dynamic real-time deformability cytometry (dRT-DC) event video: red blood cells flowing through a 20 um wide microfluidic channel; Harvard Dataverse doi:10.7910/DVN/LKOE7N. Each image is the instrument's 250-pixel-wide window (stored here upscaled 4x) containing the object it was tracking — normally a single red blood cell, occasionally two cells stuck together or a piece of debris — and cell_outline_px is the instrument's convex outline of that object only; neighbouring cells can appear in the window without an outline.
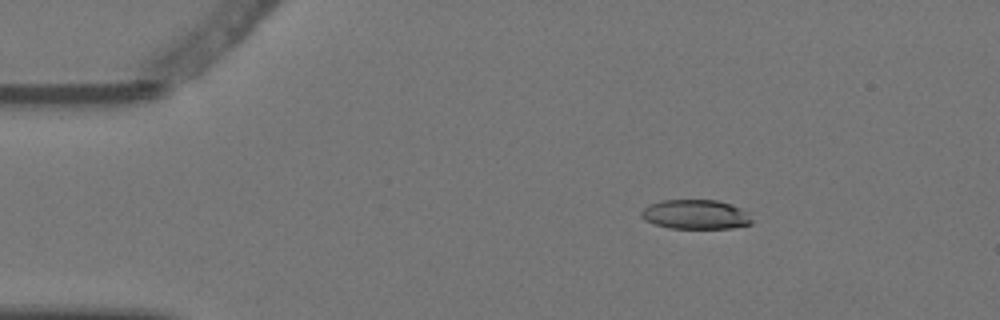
{"species": "Egyptian fruit bat (a non-hibernating species)", "species_latin": "Rousettus aegyptiacus", "temperature_condition": "warm", "stored_images_in_passage": 5, "camera_frame_rate_fps": 3000, "um_per_image_px": 0.085, "animal": {"sex": "female"}, "frame": {"image": 1, "passage_image": 3, "time_ms": 0.667, "image_size_px": [1000, 320], "cell_outline_px": [[752, 224], [732, 228], [668, 228], [644, 220], [640, 216], [640, 212], [648, 204], [660, 200], [716, 200], [732, 204], [748, 212], [752, 220]], "centroid_in_image_um": [59.11, 18.22], "position_along_channel_um": 25.9, "area_um2": 19.13}}